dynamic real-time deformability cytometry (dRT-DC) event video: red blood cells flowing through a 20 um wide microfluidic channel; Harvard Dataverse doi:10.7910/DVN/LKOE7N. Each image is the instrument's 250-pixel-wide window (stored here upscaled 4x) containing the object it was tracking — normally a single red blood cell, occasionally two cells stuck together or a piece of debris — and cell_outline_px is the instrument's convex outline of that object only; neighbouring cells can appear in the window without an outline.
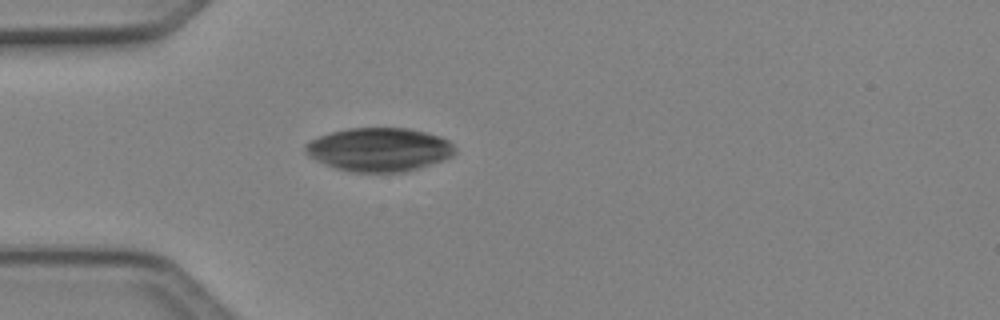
{"species": "Egyptian fruit bat (a non-hibernating species)", "species_latin": "Rousettus aegyptiacus", "temperature_condition": "cold", "stored_images_in_passage": 1, "camera_frame_rate_fps": 3000, "um_per_image_px": 0.085, "animal": {"sex": "female"}, "frame": {"image": 1, "passage_image": 1, "time_ms": 0.0, "image_size_px": [1000, 320], "cell_outline_px": [[456, 152], [452, 156], [444, 160], [432, 164], [404, 172], [352, 172], [336, 168], [324, 164], [308, 156], [304, 152], [304, 144], [320, 136], [332, 132], [348, 128], [408, 128], [440, 136], [448, 140], [456, 148]], "centroid_in_image_um": [32.23, 12.72], "position_along_channel_um": 52.8, "area_um2": 38.09}}